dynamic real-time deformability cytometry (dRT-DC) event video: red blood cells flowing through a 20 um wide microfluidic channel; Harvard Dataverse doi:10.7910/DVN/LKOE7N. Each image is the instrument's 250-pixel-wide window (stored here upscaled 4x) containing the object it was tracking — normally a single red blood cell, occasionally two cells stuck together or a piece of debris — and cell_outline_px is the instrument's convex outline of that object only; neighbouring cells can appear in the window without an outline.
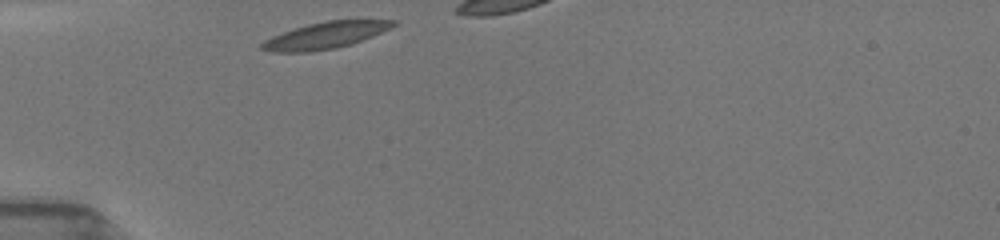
{"species": "common noctule bat (a hibernating species)", "species_latin": "Nyctalus noctula", "temperature_condition": "room temperature", "stored_images_in_passage": 2, "camera_frame_rate_fps": 3000, "um_per_image_px": 0.085, "animal": {"sex": "female", "body_mass_g": 19.5, "forearm_length_mm": 54.1}, "frame": {"image": 1, "passage_image": 1, "time_ms": 0.0, "image_size_px": [1000, 240], "cell_outline_px": [[396, 24], [372, 36], [352, 44], [336, 48], [308, 52], [272, 52], [260, 48], [260, 44], [264, 40], [272, 36], [308, 24], [328, 20], [396, 20]], "centroid_in_image_um": [27.62, 3.01], "position_along_channel_um": 57.4, "area_um2": 20.06}}